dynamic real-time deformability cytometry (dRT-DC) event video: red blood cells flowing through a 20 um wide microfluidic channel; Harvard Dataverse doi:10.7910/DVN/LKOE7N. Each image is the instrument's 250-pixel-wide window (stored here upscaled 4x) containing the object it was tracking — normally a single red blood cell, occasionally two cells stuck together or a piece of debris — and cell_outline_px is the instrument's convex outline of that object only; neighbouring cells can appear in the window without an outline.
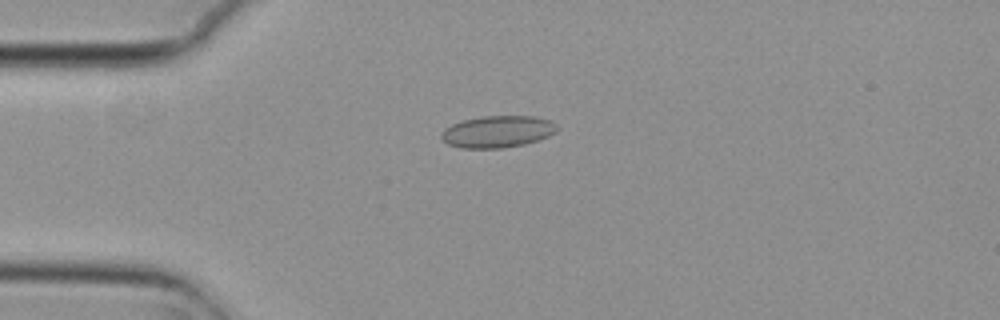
{"species": "common noctule bat (a hibernating species)", "species_latin": "Nyctalus noctula", "temperature_condition": "cold", "stored_images_in_passage": 8, "camera_frame_rate_fps": 3000, "um_per_image_px": 0.085, "animal": {"sex": "female", "body_mass_g": 29.2, "forearm_length_mm": 56.3}, "frame": {"image": 1, "passage_image": 4, "time_ms": 1.0, "image_size_px": [1000, 320], "cell_outline_px": [[556, 132], [548, 136], [524, 144], [500, 148], [460, 148], [448, 144], [440, 136], [444, 128], [452, 124], [464, 120], [480, 116], [532, 116], [552, 120], [556, 124]], "centroid_in_image_um": [42.28, 11.18], "position_along_channel_um": 42.7, "area_um2": 21.39}}
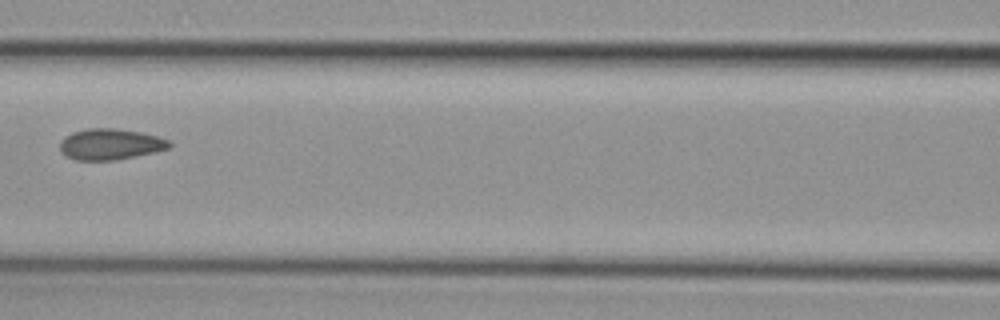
{"frame": {"image": 2, "passage_image": 7, "time_ms": 2.0, "image_size_px": [1000, 320], "cell_outline_px": [[172, 144], [168, 148], [136, 156], [116, 160], [76, 160], [60, 152], [60, 140], [64, 136], [72, 132], [88, 128], [112, 128], [140, 132], [156, 136], [168, 140]], "centroid_in_image_um": [9.33, 12.25], "position_along_channel_um": 157.3, "area_um2": 19.65}}
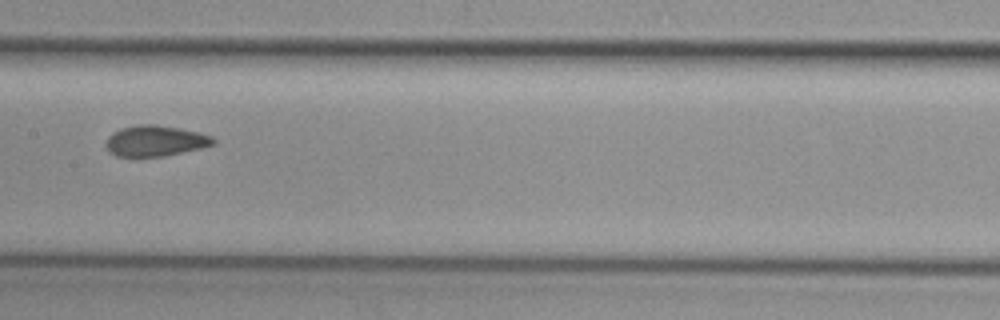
{"frame": {"image": 3, "passage_image": 8, "time_ms": 2.333, "image_size_px": [1000, 320], "cell_outline_px": [[216, 144], [200, 148], [164, 156], [116, 156], [108, 152], [108, 136], [112, 132], [120, 128], [140, 124], [156, 124], [180, 128], [200, 132], [212, 136], [216, 140]], "centroid_in_image_um": [13.23, 11.96], "position_along_channel_um": 194.2, "area_um2": 19.25}}